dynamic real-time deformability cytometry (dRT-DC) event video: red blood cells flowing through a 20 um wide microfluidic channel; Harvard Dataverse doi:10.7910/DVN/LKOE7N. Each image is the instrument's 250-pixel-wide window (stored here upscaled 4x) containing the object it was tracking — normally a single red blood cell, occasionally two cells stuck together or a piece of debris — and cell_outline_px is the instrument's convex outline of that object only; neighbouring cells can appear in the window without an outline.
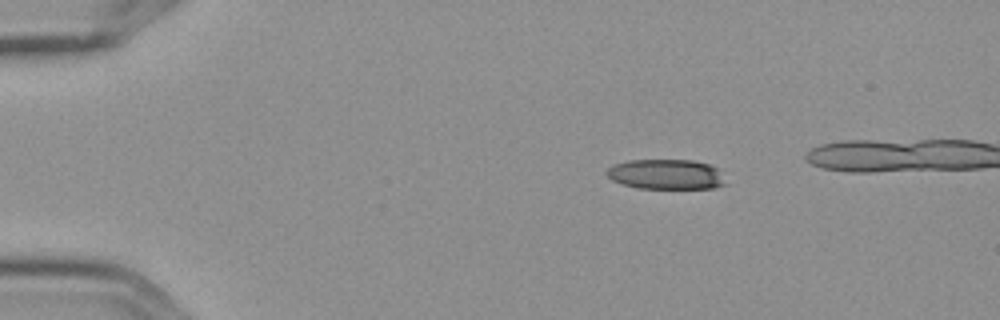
{"species": "Egyptian fruit bat (a non-hibernating species)", "species_latin": "Rousettus aegyptiacus", "temperature_condition": "cold", "stored_images_in_passage": 5, "camera_frame_rate_fps": 3000, "um_per_image_px": 0.085, "frame": {"image": 1, "passage_image": 2, "time_ms": 0.333, "image_size_px": [1000, 320], "cell_outline_px": [[728, 184], [712, 188], [640, 188], [624, 184], [612, 180], [604, 172], [612, 164], [628, 160], [692, 160], [708, 164], [716, 168]], "centroid_in_image_um": [56.59, 14.81], "position_along_channel_um": 28.4, "area_um2": 20.75}}